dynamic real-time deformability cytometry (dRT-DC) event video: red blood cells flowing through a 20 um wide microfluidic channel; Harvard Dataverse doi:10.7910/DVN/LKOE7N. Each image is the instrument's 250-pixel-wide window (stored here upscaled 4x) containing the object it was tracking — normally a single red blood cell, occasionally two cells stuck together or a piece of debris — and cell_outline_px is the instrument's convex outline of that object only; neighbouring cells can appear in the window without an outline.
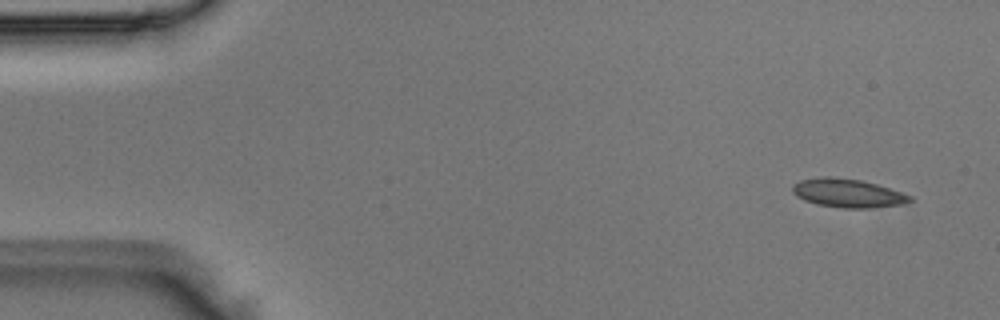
{"species": "Egyptian fruit bat (a non-hibernating species)", "species_latin": "Rousettus aegyptiacus", "temperature_condition": "room temperature", "stored_images_in_passage": 50, "camera_frame_rate_fps": 3000, "um_per_image_px": 0.085, "animal": {"sex": "male"}, "frame": {"image": 1, "passage_image": 3, "time_ms": 0.667, "image_size_px": [1000, 320], "cell_outline_px": [[912, 200], [900, 204], [868, 208], [844, 208], [816, 204], [804, 200], [796, 196], [792, 192], [792, 188], [800, 180], [820, 176], [828, 176], [860, 180], [876, 184], [912, 196]], "centroid_in_image_um": [72.01, 16.41], "position_along_channel_um": 13.0, "area_um2": 19.31}}
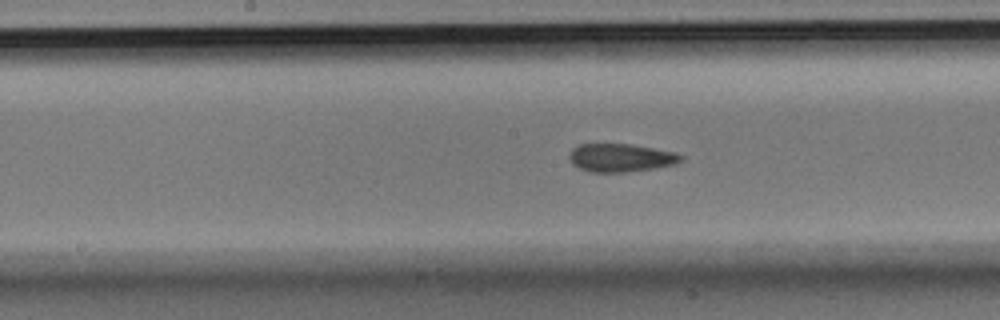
{"frame": {"image": 2, "passage_image": 25, "time_ms": 8.0, "image_size_px": [1000, 320], "cell_outline_px": [[684, 160], [676, 164], [652, 168], [624, 172], [592, 172], [580, 168], [572, 164], [568, 156], [572, 148], [580, 144], [632, 144], [676, 152], [684, 156]], "centroid_in_image_um": [52.78, 13.4], "position_along_channel_um": 195.4, "area_um2": 18.38}}
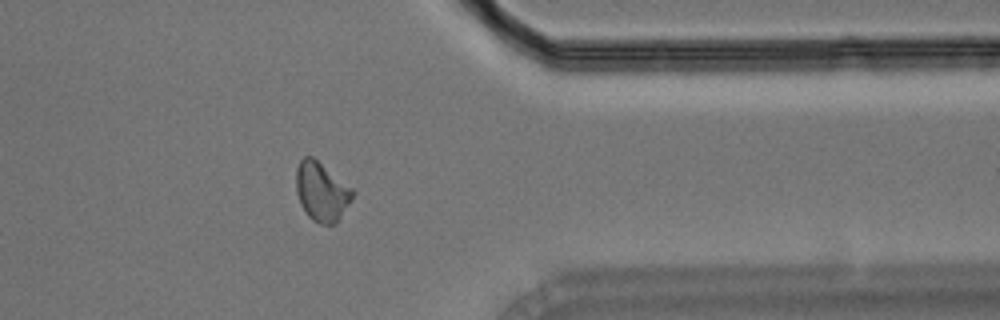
{"frame": {"image": 3, "passage_image": 40, "time_ms": 13.0, "image_size_px": [1000, 320], "cell_outline_px": [[356, 192], [352, 200], [336, 224], [320, 224], [312, 220], [308, 216], [300, 204], [296, 192], [296, 168], [300, 160], [304, 156], [312, 156], [352, 188]], "centroid_in_image_um": [27.34, 16.3], "position_along_channel_um": 384.1, "area_um2": 19.54}}